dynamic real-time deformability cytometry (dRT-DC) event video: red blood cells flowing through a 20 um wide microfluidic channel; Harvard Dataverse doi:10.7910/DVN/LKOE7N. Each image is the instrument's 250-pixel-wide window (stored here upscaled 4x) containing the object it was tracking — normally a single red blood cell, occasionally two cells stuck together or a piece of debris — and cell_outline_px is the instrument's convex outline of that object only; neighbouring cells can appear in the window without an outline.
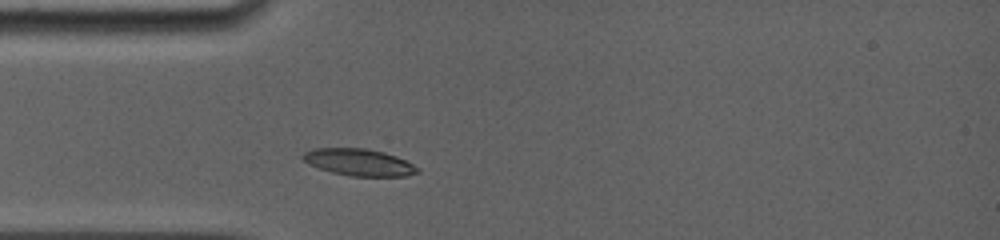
{"species": "common noctule bat (a hibernating species)", "species_latin": "Nyctalus noctula", "temperature_condition": "room temperature", "stored_images_in_passage": 2, "camera_frame_rate_fps": 5000, "um_per_image_px": 0.085, "animal": {"sex": "female", "body_mass_g": 19.0, "forearm_length_mm": 56.7}, "frame": {"image": 1, "passage_image": 1, "time_ms": 0.0, "image_size_px": [1000, 240], "cell_outline_px": [[420, 172], [408, 176], [352, 176], [332, 172], [308, 164], [300, 156], [304, 152], [312, 148], [364, 148], [384, 152], [396, 156], [420, 168]], "centroid_in_image_um": [30.51, 13.79], "position_along_channel_um": 54.5, "area_um2": 17.98}}
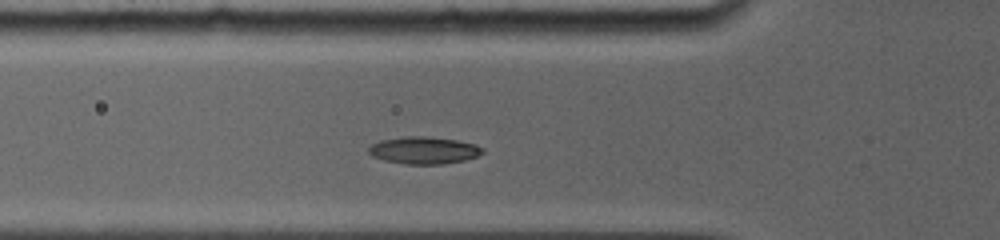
{"frame": {"image": 2, "passage_image": 2, "time_ms": 1.0, "image_size_px": [1000, 240], "cell_outline_px": [[484, 152], [476, 156], [464, 160], [444, 164], [404, 164], [384, 160], [372, 156], [368, 152], [368, 148], [372, 144], [380, 140], [408, 136], [424, 136], [456, 140], [476, 144], [484, 148]], "centroid_in_image_um": [36.02, 12.78], "position_along_channel_um": 89.8, "area_um2": 18.03}}